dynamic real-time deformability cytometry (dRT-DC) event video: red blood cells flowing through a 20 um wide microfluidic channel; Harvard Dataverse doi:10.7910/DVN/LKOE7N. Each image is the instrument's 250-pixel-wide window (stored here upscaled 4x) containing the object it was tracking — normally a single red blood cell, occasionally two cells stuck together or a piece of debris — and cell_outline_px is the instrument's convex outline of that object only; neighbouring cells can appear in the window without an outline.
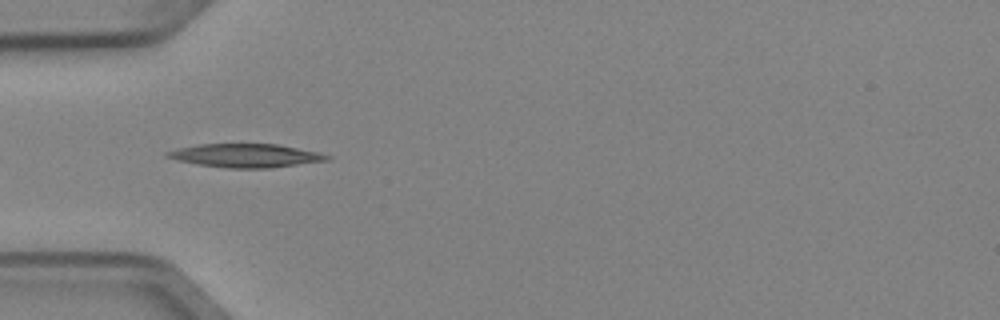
{"species": "Egyptian fruit bat (a non-hibernating species)", "species_latin": "Rousettus aegyptiacus", "temperature_condition": "cold", "stored_images_in_passage": 5, "camera_frame_rate_fps": 3000, "um_per_image_px": 0.085, "animal": {"sex": "female"}, "frame": {"image": 1, "passage_image": 4, "time_ms": 1.0, "image_size_px": [1000, 320], "cell_outline_px": [[332, 156], [328, 160], [268, 168], [228, 168], [200, 164], [180, 160], [164, 156], [164, 152], [180, 148], [200, 144], [276, 144], [320, 152]], "centroid_in_image_um": [20.91, 13.22], "position_along_channel_um": 64.1, "area_um2": 21.56}}
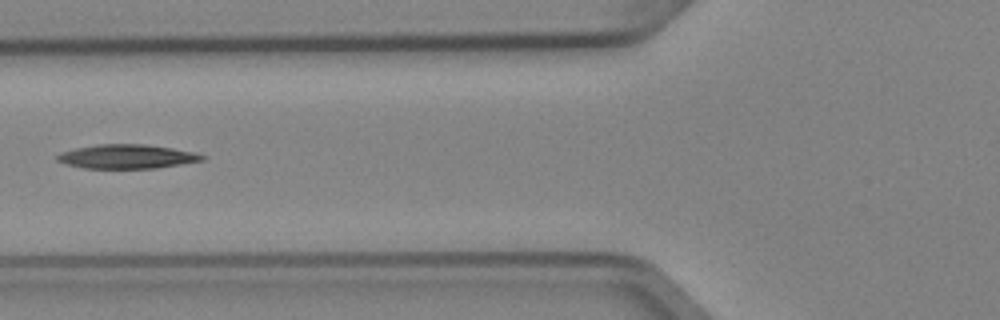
{"frame": {"image": 2, "passage_image": 5, "time_ms": 1.333, "image_size_px": [1000, 320], "cell_outline_px": [[208, 156], [204, 160], [156, 168], [84, 168], [68, 164], [56, 160], [56, 156], [60, 152], [76, 148], [100, 144], [144, 144], [172, 148], [192, 152]], "centroid_in_image_um": [10.79, 13.3], "position_along_channel_um": 115.0, "area_um2": 20.17}}